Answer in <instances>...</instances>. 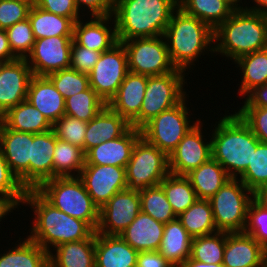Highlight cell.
Segmentation results:
<instances>
[{
	"instance_id": "obj_1",
	"label": "cell",
	"mask_w": 267,
	"mask_h": 267,
	"mask_svg": "<svg viewBox=\"0 0 267 267\" xmlns=\"http://www.w3.org/2000/svg\"><path fill=\"white\" fill-rule=\"evenodd\" d=\"M25 203L31 206L35 215L28 237L48 253L52 252L51 247L91 238L96 233L87 222L54 207L36 189L26 191Z\"/></svg>"
},
{
	"instance_id": "obj_2",
	"label": "cell",
	"mask_w": 267,
	"mask_h": 267,
	"mask_svg": "<svg viewBox=\"0 0 267 267\" xmlns=\"http://www.w3.org/2000/svg\"><path fill=\"white\" fill-rule=\"evenodd\" d=\"M177 7L178 0H114L117 40L162 36Z\"/></svg>"
},
{
	"instance_id": "obj_3",
	"label": "cell",
	"mask_w": 267,
	"mask_h": 267,
	"mask_svg": "<svg viewBox=\"0 0 267 267\" xmlns=\"http://www.w3.org/2000/svg\"><path fill=\"white\" fill-rule=\"evenodd\" d=\"M221 118L211 134L212 158L231 178H237L251 163L260 141L236 112Z\"/></svg>"
},
{
	"instance_id": "obj_4",
	"label": "cell",
	"mask_w": 267,
	"mask_h": 267,
	"mask_svg": "<svg viewBox=\"0 0 267 267\" xmlns=\"http://www.w3.org/2000/svg\"><path fill=\"white\" fill-rule=\"evenodd\" d=\"M163 36L173 65L184 72L208 51V47H211L208 48L210 52L215 53L212 45L215 44L214 30L179 7L172 13Z\"/></svg>"
},
{
	"instance_id": "obj_5",
	"label": "cell",
	"mask_w": 267,
	"mask_h": 267,
	"mask_svg": "<svg viewBox=\"0 0 267 267\" xmlns=\"http://www.w3.org/2000/svg\"><path fill=\"white\" fill-rule=\"evenodd\" d=\"M214 41V52L234 61L263 50L267 48V17L248 9L235 10L214 31Z\"/></svg>"
},
{
	"instance_id": "obj_6",
	"label": "cell",
	"mask_w": 267,
	"mask_h": 267,
	"mask_svg": "<svg viewBox=\"0 0 267 267\" xmlns=\"http://www.w3.org/2000/svg\"><path fill=\"white\" fill-rule=\"evenodd\" d=\"M36 190L54 207L87 222L96 231L99 207L93 202L79 177L49 179Z\"/></svg>"
},
{
	"instance_id": "obj_7",
	"label": "cell",
	"mask_w": 267,
	"mask_h": 267,
	"mask_svg": "<svg viewBox=\"0 0 267 267\" xmlns=\"http://www.w3.org/2000/svg\"><path fill=\"white\" fill-rule=\"evenodd\" d=\"M255 196L240 179H229L209 199L217 231L243 232L248 206Z\"/></svg>"
},
{
	"instance_id": "obj_8",
	"label": "cell",
	"mask_w": 267,
	"mask_h": 267,
	"mask_svg": "<svg viewBox=\"0 0 267 267\" xmlns=\"http://www.w3.org/2000/svg\"><path fill=\"white\" fill-rule=\"evenodd\" d=\"M169 173L168 155L141 136L126 166L127 189L141 191L157 186Z\"/></svg>"
},
{
	"instance_id": "obj_9",
	"label": "cell",
	"mask_w": 267,
	"mask_h": 267,
	"mask_svg": "<svg viewBox=\"0 0 267 267\" xmlns=\"http://www.w3.org/2000/svg\"><path fill=\"white\" fill-rule=\"evenodd\" d=\"M184 71L147 76L145 96L139 113V129L161 112L179 104L187 95L183 88L185 83Z\"/></svg>"
},
{
	"instance_id": "obj_10",
	"label": "cell",
	"mask_w": 267,
	"mask_h": 267,
	"mask_svg": "<svg viewBox=\"0 0 267 267\" xmlns=\"http://www.w3.org/2000/svg\"><path fill=\"white\" fill-rule=\"evenodd\" d=\"M186 97L176 106L161 112L140 130L141 136L168 156L177 147L187 132L199 121L191 124L186 106Z\"/></svg>"
},
{
	"instance_id": "obj_11",
	"label": "cell",
	"mask_w": 267,
	"mask_h": 267,
	"mask_svg": "<svg viewBox=\"0 0 267 267\" xmlns=\"http://www.w3.org/2000/svg\"><path fill=\"white\" fill-rule=\"evenodd\" d=\"M164 36L132 38L122 41L130 72L156 76L174 72Z\"/></svg>"
},
{
	"instance_id": "obj_12",
	"label": "cell",
	"mask_w": 267,
	"mask_h": 267,
	"mask_svg": "<svg viewBox=\"0 0 267 267\" xmlns=\"http://www.w3.org/2000/svg\"><path fill=\"white\" fill-rule=\"evenodd\" d=\"M128 72L127 52L123 43L118 41L109 50L102 52L88 74L90 87L108 104Z\"/></svg>"
},
{
	"instance_id": "obj_13",
	"label": "cell",
	"mask_w": 267,
	"mask_h": 267,
	"mask_svg": "<svg viewBox=\"0 0 267 267\" xmlns=\"http://www.w3.org/2000/svg\"><path fill=\"white\" fill-rule=\"evenodd\" d=\"M141 211L139 191H119L99 209L96 233L120 235Z\"/></svg>"
},
{
	"instance_id": "obj_14",
	"label": "cell",
	"mask_w": 267,
	"mask_h": 267,
	"mask_svg": "<svg viewBox=\"0 0 267 267\" xmlns=\"http://www.w3.org/2000/svg\"><path fill=\"white\" fill-rule=\"evenodd\" d=\"M72 44L73 36L36 39L31 53L26 57L33 75L47 76L55 71L70 68Z\"/></svg>"
},
{
	"instance_id": "obj_15",
	"label": "cell",
	"mask_w": 267,
	"mask_h": 267,
	"mask_svg": "<svg viewBox=\"0 0 267 267\" xmlns=\"http://www.w3.org/2000/svg\"><path fill=\"white\" fill-rule=\"evenodd\" d=\"M99 209L114 194L127 189L126 168L111 165H84L78 176Z\"/></svg>"
},
{
	"instance_id": "obj_16",
	"label": "cell",
	"mask_w": 267,
	"mask_h": 267,
	"mask_svg": "<svg viewBox=\"0 0 267 267\" xmlns=\"http://www.w3.org/2000/svg\"><path fill=\"white\" fill-rule=\"evenodd\" d=\"M202 122L199 120L169 154V171L175 175H186L212 157L211 141L204 142Z\"/></svg>"
},
{
	"instance_id": "obj_17",
	"label": "cell",
	"mask_w": 267,
	"mask_h": 267,
	"mask_svg": "<svg viewBox=\"0 0 267 267\" xmlns=\"http://www.w3.org/2000/svg\"><path fill=\"white\" fill-rule=\"evenodd\" d=\"M32 76L26 59L0 63V117L26 100Z\"/></svg>"
},
{
	"instance_id": "obj_18",
	"label": "cell",
	"mask_w": 267,
	"mask_h": 267,
	"mask_svg": "<svg viewBox=\"0 0 267 267\" xmlns=\"http://www.w3.org/2000/svg\"><path fill=\"white\" fill-rule=\"evenodd\" d=\"M32 133L7 128L0 121V148L11 171L29 190V159H31Z\"/></svg>"
},
{
	"instance_id": "obj_19",
	"label": "cell",
	"mask_w": 267,
	"mask_h": 267,
	"mask_svg": "<svg viewBox=\"0 0 267 267\" xmlns=\"http://www.w3.org/2000/svg\"><path fill=\"white\" fill-rule=\"evenodd\" d=\"M224 267H267L266 250L244 232H225Z\"/></svg>"
},
{
	"instance_id": "obj_20",
	"label": "cell",
	"mask_w": 267,
	"mask_h": 267,
	"mask_svg": "<svg viewBox=\"0 0 267 267\" xmlns=\"http://www.w3.org/2000/svg\"><path fill=\"white\" fill-rule=\"evenodd\" d=\"M147 76L128 72L116 95L107 104L132 127L139 129V113L143 102Z\"/></svg>"
},
{
	"instance_id": "obj_21",
	"label": "cell",
	"mask_w": 267,
	"mask_h": 267,
	"mask_svg": "<svg viewBox=\"0 0 267 267\" xmlns=\"http://www.w3.org/2000/svg\"><path fill=\"white\" fill-rule=\"evenodd\" d=\"M141 130L130 127L122 136L103 141L85 154V165H111L126 168Z\"/></svg>"
},
{
	"instance_id": "obj_22",
	"label": "cell",
	"mask_w": 267,
	"mask_h": 267,
	"mask_svg": "<svg viewBox=\"0 0 267 267\" xmlns=\"http://www.w3.org/2000/svg\"><path fill=\"white\" fill-rule=\"evenodd\" d=\"M56 146L54 130L33 134L29 159V189H37L43 182L53 179V154Z\"/></svg>"
},
{
	"instance_id": "obj_23",
	"label": "cell",
	"mask_w": 267,
	"mask_h": 267,
	"mask_svg": "<svg viewBox=\"0 0 267 267\" xmlns=\"http://www.w3.org/2000/svg\"><path fill=\"white\" fill-rule=\"evenodd\" d=\"M94 18V19H93ZM91 20L84 22L77 20L74 24L73 40L79 45L98 52H105L115 45L118 40L116 36V28L112 15L108 16H92ZM109 20H113V27ZM109 22V23H108Z\"/></svg>"
},
{
	"instance_id": "obj_24",
	"label": "cell",
	"mask_w": 267,
	"mask_h": 267,
	"mask_svg": "<svg viewBox=\"0 0 267 267\" xmlns=\"http://www.w3.org/2000/svg\"><path fill=\"white\" fill-rule=\"evenodd\" d=\"M26 100L52 125L65 115V99L47 76H32Z\"/></svg>"
},
{
	"instance_id": "obj_25",
	"label": "cell",
	"mask_w": 267,
	"mask_h": 267,
	"mask_svg": "<svg viewBox=\"0 0 267 267\" xmlns=\"http://www.w3.org/2000/svg\"><path fill=\"white\" fill-rule=\"evenodd\" d=\"M138 253L120 235L95 233V267H136Z\"/></svg>"
},
{
	"instance_id": "obj_26",
	"label": "cell",
	"mask_w": 267,
	"mask_h": 267,
	"mask_svg": "<svg viewBox=\"0 0 267 267\" xmlns=\"http://www.w3.org/2000/svg\"><path fill=\"white\" fill-rule=\"evenodd\" d=\"M131 125L106 105L93 119L87 122L84 139L85 154L103 141L122 136Z\"/></svg>"
},
{
	"instance_id": "obj_27",
	"label": "cell",
	"mask_w": 267,
	"mask_h": 267,
	"mask_svg": "<svg viewBox=\"0 0 267 267\" xmlns=\"http://www.w3.org/2000/svg\"><path fill=\"white\" fill-rule=\"evenodd\" d=\"M164 226V223L140 211L120 237L138 252L156 251L161 245Z\"/></svg>"
},
{
	"instance_id": "obj_28",
	"label": "cell",
	"mask_w": 267,
	"mask_h": 267,
	"mask_svg": "<svg viewBox=\"0 0 267 267\" xmlns=\"http://www.w3.org/2000/svg\"><path fill=\"white\" fill-rule=\"evenodd\" d=\"M193 237L176 218L165 223L163 237L159 253L165 257L174 267H180L191 257Z\"/></svg>"
},
{
	"instance_id": "obj_29",
	"label": "cell",
	"mask_w": 267,
	"mask_h": 267,
	"mask_svg": "<svg viewBox=\"0 0 267 267\" xmlns=\"http://www.w3.org/2000/svg\"><path fill=\"white\" fill-rule=\"evenodd\" d=\"M49 253V267H95V234L91 238L63 243Z\"/></svg>"
},
{
	"instance_id": "obj_30",
	"label": "cell",
	"mask_w": 267,
	"mask_h": 267,
	"mask_svg": "<svg viewBox=\"0 0 267 267\" xmlns=\"http://www.w3.org/2000/svg\"><path fill=\"white\" fill-rule=\"evenodd\" d=\"M0 121L9 129L33 134L53 129L48 119L27 100L8 110L0 117Z\"/></svg>"
},
{
	"instance_id": "obj_31",
	"label": "cell",
	"mask_w": 267,
	"mask_h": 267,
	"mask_svg": "<svg viewBox=\"0 0 267 267\" xmlns=\"http://www.w3.org/2000/svg\"><path fill=\"white\" fill-rule=\"evenodd\" d=\"M185 176L189 179L198 199H210L231 179L226 170L212 157Z\"/></svg>"
},
{
	"instance_id": "obj_32",
	"label": "cell",
	"mask_w": 267,
	"mask_h": 267,
	"mask_svg": "<svg viewBox=\"0 0 267 267\" xmlns=\"http://www.w3.org/2000/svg\"><path fill=\"white\" fill-rule=\"evenodd\" d=\"M28 19L35 39L54 36H73L75 22L71 18L49 13L32 5Z\"/></svg>"
},
{
	"instance_id": "obj_33",
	"label": "cell",
	"mask_w": 267,
	"mask_h": 267,
	"mask_svg": "<svg viewBox=\"0 0 267 267\" xmlns=\"http://www.w3.org/2000/svg\"><path fill=\"white\" fill-rule=\"evenodd\" d=\"M178 7L214 31L235 11L223 0H178Z\"/></svg>"
},
{
	"instance_id": "obj_34",
	"label": "cell",
	"mask_w": 267,
	"mask_h": 267,
	"mask_svg": "<svg viewBox=\"0 0 267 267\" xmlns=\"http://www.w3.org/2000/svg\"><path fill=\"white\" fill-rule=\"evenodd\" d=\"M0 255V267H49V253L28 236Z\"/></svg>"
},
{
	"instance_id": "obj_35",
	"label": "cell",
	"mask_w": 267,
	"mask_h": 267,
	"mask_svg": "<svg viewBox=\"0 0 267 267\" xmlns=\"http://www.w3.org/2000/svg\"><path fill=\"white\" fill-rule=\"evenodd\" d=\"M235 64L240 66L243 73L239 95H247L256 86L267 83V48L243 55L236 59Z\"/></svg>"
},
{
	"instance_id": "obj_36",
	"label": "cell",
	"mask_w": 267,
	"mask_h": 267,
	"mask_svg": "<svg viewBox=\"0 0 267 267\" xmlns=\"http://www.w3.org/2000/svg\"><path fill=\"white\" fill-rule=\"evenodd\" d=\"M177 218L193 238L218 232L209 199H197Z\"/></svg>"
},
{
	"instance_id": "obj_37",
	"label": "cell",
	"mask_w": 267,
	"mask_h": 267,
	"mask_svg": "<svg viewBox=\"0 0 267 267\" xmlns=\"http://www.w3.org/2000/svg\"><path fill=\"white\" fill-rule=\"evenodd\" d=\"M84 165L85 152L83 149L60 140L56 136V146L53 154V178L78 177ZM75 171L77 175H75Z\"/></svg>"
},
{
	"instance_id": "obj_38",
	"label": "cell",
	"mask_w": 267,
	"mask_h": 267,
	"mask_svg": "<svg viewBox=\"0 0 267 267\" xmlns=\"http://www.w3.org/2000/svg\"><path fill=\"white\" fill-rule=\"evenodd\" d=\"M176 216L186 211L197 199L189 179L185 175L169 173L160 183Z\"/></svg>"
},
{
	"instance_id": "obj_39",
	"label": "cell",
	"mask_w": 267,
	"mask_h": 267,
	"mask_svg": "<svg viewBox=\"0 0 267 267\" xmlns=\"http://www.w3.org/2000/svg\"><path fill=\"white\" fill-rule=\"evenodd\" d=\"M107 103L91 88L65 99V115L89 122Z\"/></svg>"
},
{
	"instance_id": "obj_40",
	"label": "cell",
	"mask_w": 267,
	"mask_h": 267,
	"mask_svg": "<svg viewBox=\"0 0 267 267\" xmlns=\"http://www.w3.org/2000/svg\"><path fill=\"white\" fill-rule=\"evenodd\" d=\"M225 232H216L192 239L191 258L206 264H223Z\"/></svg>"
},
{
	"instance_id": "obj_41",
	"label": "cell",
	"mask_w": 267,
	"mask_h": 267,
	"mask_svg": "<svg viewBox=\"0 0 267 267\" xmlns=\"http://www.w3.org/2000/svg\"><path fill=\"white\" fill-rule=\"evenodd\" d=\"M141 211L155 220L168 223L177 218L160 185L139 191Z\"/></svg>"
},
{
	"instance_id": "obj_42",
	"label": "cell",
	"mask_w": 267,
	"mask_h": 267,
	"mask_svg": "<svg viewBox=\"0 0 267 267\" xmlns=\"http://www.w3.org/2000/svg\"><path fill=\"white\" fill-rule=\"evenodd\" d=\"M239 177L255 195L267 186V143L257 144L251 163Z\"/></svg>"
},
{
	"instance_id": "obj_43",
	"label": "cell",
	"mask_w": 267,
	"mask_h": 267,
	"mask_svg": "<svg viewBox=\"0 0 267 267\" xmlns=\"http://www.w3.org/2000/svg\"><path fill=\"white\" fill-rule=\"evenodd\" d=\"M47 77L52 81L64 99L90 87L89 75L72 68L55 71L48 74Z\"/></svg>"
},
{
	"instance_id": "obj_44",
	"label": "cell",
	"mask_w": 267,
	"mask_h": 267,
	"mask_svg": "<svg viewBox=\"0 0 267 267\" xmlns=\"http://www.w3.org/2000/svg\"><path fill=\"white\" fill-rule=\"evenodd\" d=\"M243 232L251 235L267 251V205L257 196L248 206Z\"/></svg>"
},
{
	"instance_id": "obj_45",
	"label": "cell",
	"mask_w": 267,
	"mask_h": 267,
	"mask_svg": "<svg viewBox=\"0 0 267 267\" xmlns=\"http://www.w3.org/2000/svg\"><path fill=\"white\" fill-rule=\"evenodd\" d=\"M5 31L12 53L18 59H26L36 40L29 19L17 22Z\"/></svg>"
},
{
	"instance_id": "obj_46",
	"label": "cell",
	"mask_w": 267,
	"mask_h": 267,
	"mask_svg": "<svg viewBox=\"0 0 267 267\" xmlns=\"http://www.w3.org/2000/svg\"><path fill=\"white\" fill-rule=\"evenodd\" d=\"M87 122L64 115L53 124L58 139L71 143L84 151V139Z\"/></svg>"
},
{
	"instance_id": "obj_47",
	"label": "cell",
	"mask_w": 267,
	"mask_h": 267,
	"mask_svg": "<svg viewBox=\"0 0 267 267\" xmlns=\"http://www.w3.org/2000/svg\"><path fill=\"white\" fill-rule=\"evenodd\" d=\"M26 191L18 177L9 168L0 148V195L10 198L19 206L24 201Z\"/></svg>"
},
{
	"instance_id": "obj_48",
	"label": "cell",
	"mask_w": 267,
	"mask_h": 267,
	"mask_svg": "<svg viewBox=\"0 0 267 267\" xmlns=\"http://www.w3.org/2000/svg\"><path fill=\"white\" fill-rule=\"evenodd\" d=\"M32 5L26 0H0V29L27 19Z\"/></svg>"
},
{
	"instance_id": "obj_49",
	"label": "cell",
	"mask_w": 267,
	"mask_h": 267,
	"mask_svg": "<svg viewBox=\"0 0 267 267\" xmlns=\"http://www.w3.org/2000/svg\"><path fill=\"white\" fill-rule=\"evenodd\" d=\"M237 114L260 142L267 143V107H241Z\"/></svg>"
},
{
	"instance_id": "obj_50",
	"label": "cell",
	"mask_w": 267,
	"mask_h": 267,
	"mask_svg": "<svg viewBox=\"0 0 267 267\" xmlns=\"http://www.w3.org/2000/svg\"><path fill=\"white\" fill-rule=\"evenodd\" d=\"M102 52L79 46L74 40L71 47L70 68L81 73L89 74Z\"/></svg>"
},
{
	"instance_id": "obj_51",
	"label": "cell",
	"mask_w": 267,
	"mask_h": 267,
	"mask_svg": "<svg viewBox=\"0 0 267 267\" xmlns=\"http://www.w3.org/2000/svg\"><path fill=\"white\" fill-rule=\"evenodd\" d=\"M35 5L49 13L71 18L74 22L81 17L75 0H36Z\"/></svg>"
},
{
	"instance_id": "obj_52",
	"label": "cell",
	"mask_w": 267,
	"mask_h": 267,
	"mask_svg": "<svg viewBox=\"0 0 267 267\" xmlns=\"http://www.w3.org/2000/svg\"><path fill=\"white\" fill-rule=\"evenodd\" d=\"M75 3L77 5V8L80 12V8L84 6L87 7L89 12L91 11V14L94 16H108L112 15L113 13V4L114 0H75Z\"/></svg>"
},
{
	"instance_id": "obj_53",
	"label": "cell",
	"mask_w": 267,
	"mask_h": 267,
	"mask_svg": "<svg viewBox=\"0 0 267 267\" xmlns=\"http://www.w3.org/2000/svg\"><path fill=\"white\" fill-rule=\"evenodd\" d=\"M136 267H174L158 250L138 253Z\"/></svg>"
},
{
	"instance_id": "obj_54",
	"label": "cell",
	"mask_w": 267,
	"mask_h": 267,
	"mask_svg": "<svg viewBox=\"0 0 267 267\" xmlns=\"http://www.w3.org/2000/svg\"><path fill=\"white\" fill-rule=\"evenodd\" d=\"M242 107H267V83L251 90Z\"/></svg>"
},
{
	"instance_id": "obj_55",
	"label": "cell",
	"mask_w": 267,
	"mask_h": 267,
	"mask_svg": "<svg viewBox=\"0 0 267 267\" xmlns=\"http://www.w3.org/2000/svg\"><path fill=\"white\" fill-rule=\"evenodd\" d=\"M18 59L9 45L5 29H0V63H6Z\"/></svg>"
},
{
	"instance_id": "obj_56",
	"label": "cell",
	"mask_w": 267,
	"mask_h": 267,
	"mask_svg": "<svg viewBox=\"0 0 267 267\" xmlns=\"http://www.w3.org/2000/svg\"><path fill=\"white\" fill-rule=\"evenodd\" d=\"M15 208L18 209V206L10 198L0 195V222L4 216L10 213L13 209L15 210Z\"/></svg>"
},
{
	"instance_id": "obj_57",
	"label": "cell",
	"mask_w": 267,
	"mask_h": 267,
	"mask_svg": "<svg viewBox=\"0 0 267 267\" xmlns=\"http://www.w3.org/2000/svg\"><path fill=\"white\" fill-rule=\"evenodd\" d=\"M180 267H224L223 264H206L201 261L188 258Z\"/></svg>"
},
{
	"instance_id": "obj_58",
	"label": "cell",
	"mask_w": 267,
	"mask_h": 267,
	"mask_svg": "<svg viewBox=\"0 0 267 267\" xmlns=\"http://www.w3.org/2000/svg\"><path fill=\"white\" fill-rule=\"evenodd\" d=\"M255 5L252 7L247 8L256 13H260L267 17V0H254Z\"/></svg>"
},
{
	"instance_id": "obj_59",
	"label": "cell",
	"mask_w": 267,
	"mask_h": 267,
	"mask_svg": "<svg viewBox=\"0 0 267 267\" xmlns=\"http://www.w3.org/2000/svg\"><path fill=\"white\" fill-rule=\"evenodd\" d=\"M223 1H225L227 4H229L234 10H244V9H247V6L243 8V6L241 7L239 5L240 4V1H242V0H223Z\"/></svg>"
},
{
	"instance_id": "obj_60",
	"label": "cell",
	"mask_w": 267,
	"mask_h": 267,
	"mask_svg": "<svg viewBox=\"0 0 267 267\" xmlns=\"http://www.w3.org/2000/svg\"><path fill=\"white\" fill-rule=\"evenodd\" d=\"M256 196L267 205V186H265Z\"/></svg>"
},
{
	"instance_id": "obj_61",
	"label": "cell",
	"mask_w": 267,
	"mask_h": 267,
	"mask_svg": "<svg viewBox=\"0 0 267 267\" xmlns=\"http://www.w3.org/2000/svg\"><path fill=\"white\" fill-rule=\"evenodd\" d=\"M28 2H31L32 4H35L36 0H26Z\"/></svg>"
}]
</instances>
